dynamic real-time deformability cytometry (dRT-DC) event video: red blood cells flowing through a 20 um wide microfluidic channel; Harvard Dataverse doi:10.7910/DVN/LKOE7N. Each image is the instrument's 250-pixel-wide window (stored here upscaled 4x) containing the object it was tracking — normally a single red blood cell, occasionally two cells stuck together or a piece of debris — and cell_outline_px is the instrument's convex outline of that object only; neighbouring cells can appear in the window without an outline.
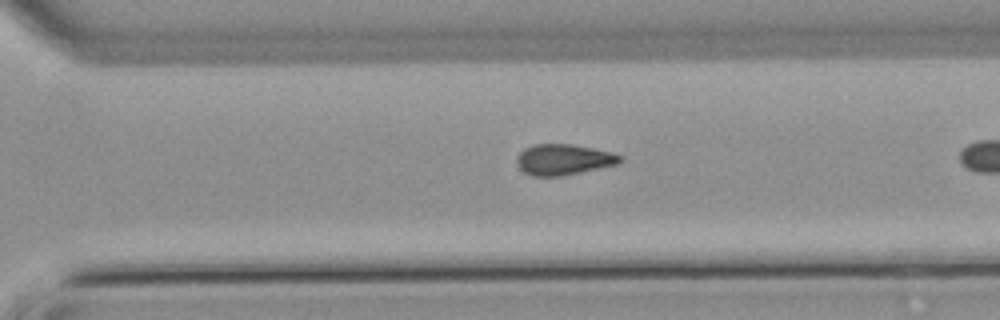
{"species": "common noctule bat (a hibernating species)", "species_latin": "Nyctalus noctula", "temperature_condition": "warm", "stored_images_in_passage": 28, "camera_frame_rate_fps": 3000, "um_per_image_px": 0.085, "animal": {"sex": "male", "body_mass_g": 21.5, "forearm_length_mm": 52.0}, "frame": {"image": 1, "passage_image": 24, "time_ms": 7.667, "image_size_px": [1000, 320], "cell_outline_px": [[624, 160], [620, 164], [560, 176], [532, 176], [524, 172], [516, 164], [516, 156], [524, 148], [532, 144], [572, 144], [612, 152], [624, 156]], "centroid_in_image_um": [47.92, 13.56], "position_along_channel_um": 322.7, "area_um2": 18.79}}